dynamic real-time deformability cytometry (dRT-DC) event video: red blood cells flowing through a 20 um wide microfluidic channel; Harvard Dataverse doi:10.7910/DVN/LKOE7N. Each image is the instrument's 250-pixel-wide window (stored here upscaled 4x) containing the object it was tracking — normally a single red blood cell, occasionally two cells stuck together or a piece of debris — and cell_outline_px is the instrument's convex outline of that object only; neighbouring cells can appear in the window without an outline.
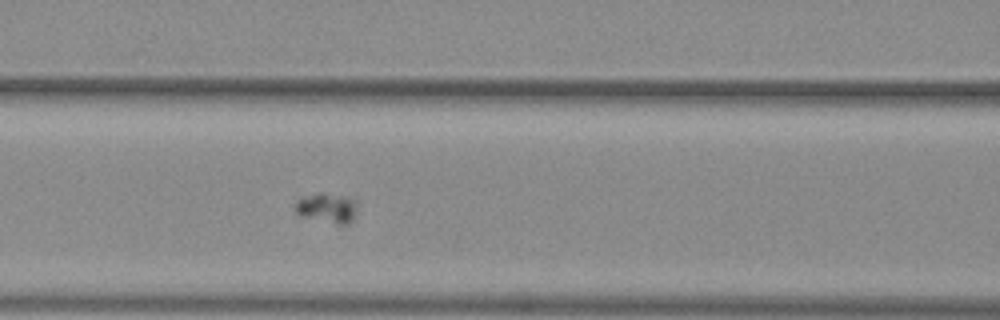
{"species": "common noctule bat (a hibernating species)", "species_latin": "Nyctalus noctula", "temperature_condition": "warm", "stored_images_in_passage": 46, "camera_frame_rate_fps": 3000, "um_per_image_px": 0.085, "animal": {"sex": "female", "body_mass_g": 29.2, "forearm_length_mm": 56.3}, "frame": {"image": 1, "passage_image": 13, "time_ms": 4.0, "image_size_px": [1000, 320], "cell_outline_px": [[356, 208], [352, 220], [348, 224], [340, 224], [300, 216], [296, 212], [296, 200], [320, 192], [324, 192], [352, 200]], "centroid_in_image_um": [27.75, 17.69], "position_along_channel_um": 138.8, "area_um2": 10.23}}
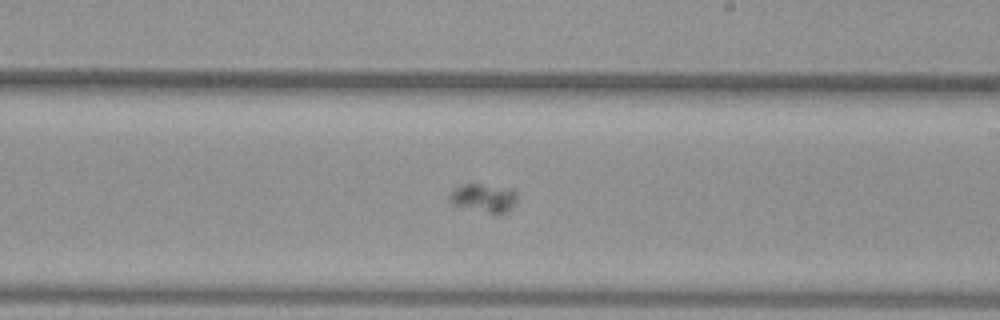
{"frame": {"image": 2, "passage_image": 22, "time_ms": 7.0, "image_size_px": [1000, 320], "cell_outline_px": [[516, 200], [512, 208], [504, 212], [488, 212], [452, 204], [448, 200], [448, 196], [456, 188], [464, 184], [480, 184], [516, 188]], "centroid_in_image_um": [41.15, 16.79], "position_along_channel_um": 247.9, "area_um2": 10.98}}
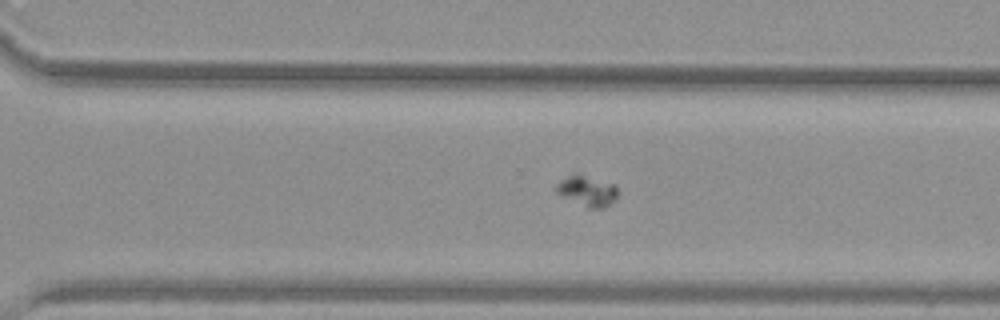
{"frame": {"image": 3, "passage_image": 28, "time_ms": 9.0, "image_size_px": [1000, 320], "cell_outline_px": [[616, 196], [604, 208], [588, 208], [560, 196], [556, 192], [556, 184], [560, 180], [568, 176], [584, 176], [616, 184]], "centroid_in_image_um": [49.87, 16.25], "position_along_channel_um": 320.7, "area_um2": 10.52}}